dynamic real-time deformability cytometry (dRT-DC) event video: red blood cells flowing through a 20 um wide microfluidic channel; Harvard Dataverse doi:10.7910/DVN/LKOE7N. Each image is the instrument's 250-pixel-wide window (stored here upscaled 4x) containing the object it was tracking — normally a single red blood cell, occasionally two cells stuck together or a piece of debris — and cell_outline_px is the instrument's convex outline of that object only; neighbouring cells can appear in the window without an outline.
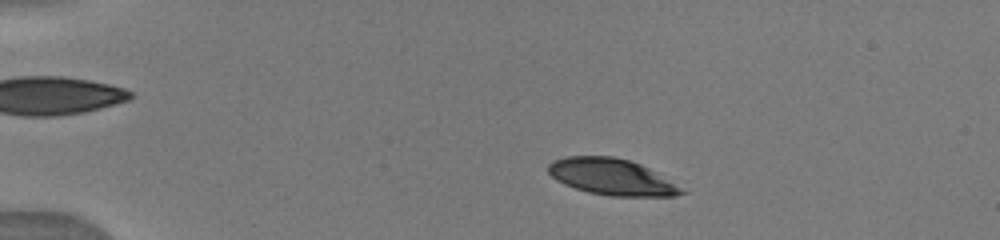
{"species": "human", "species_latin": "Homo sapiens", "temperature_condition": "warm", "stored_images_in_passage": 59, "camera_frame_rate_fps": 3000, "um_per_image_px": 0.085, "donor": {"sex": "male"}, "frame": {"image": 1, "passage_image": 7, "time_ms": 2.0, "image_size_px": [1000, 240], "cell_outline_px": [[688, 192], [676, 196], [608, 196], [588, 192], [564, 184], [556, 180], [548, 172], [548, 164], [552, 160], [568, 156], [612, 156], [628, 160], [640, 164], [648, 168]], "centroid_in_image_um": [51.96, 15.04], "position_along_channel_um": 33.0, "area_um2": 27.98}}
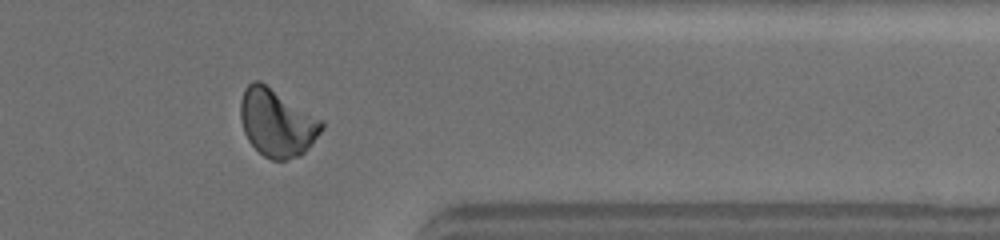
{"frame": {"image": 2, "passage_image": 50, "time_ms": 12.667, "image_size_px": [1000, 240], "cell_outline_px": [[324, 128], [312, 144], [300, 156], [288, 160], [272, 160], [264, 156], [248, 140], [244, 132], [240, 116], [240, 100], [244, 88], [252, 80], [260, 80], [324, 120]], "centroid_in_image_um": [23.55, 10.42], "position_along_channel_um": 387.9, "area_um2": 32.31}}
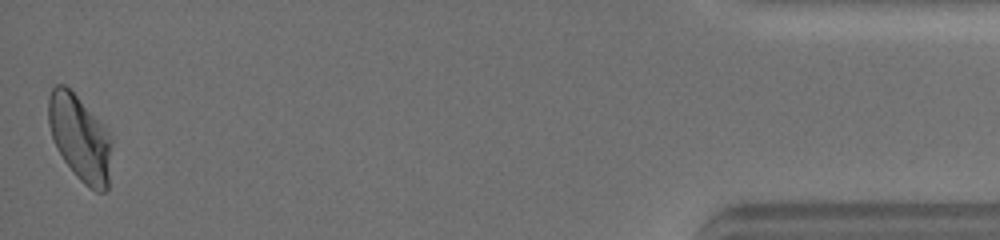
{"frame": {"image": 3, "passage_image": 59, "time_ms": 15.333, "image_size_px": [1000, 240], "cell_outline_px": [[112, 144], [108, 188], [104, 192], [96, 192], [84, 184], [76, 176], [64, 160], [56, 148], [48, 124], [48, 96], [52, 88], [56, 84], [64, 84], [76, 96], [112, 136]], "centroid_in_image_um": [6.79, 11.76], "position_along_channel_um": 428.4, "area_um2": 31.44}}